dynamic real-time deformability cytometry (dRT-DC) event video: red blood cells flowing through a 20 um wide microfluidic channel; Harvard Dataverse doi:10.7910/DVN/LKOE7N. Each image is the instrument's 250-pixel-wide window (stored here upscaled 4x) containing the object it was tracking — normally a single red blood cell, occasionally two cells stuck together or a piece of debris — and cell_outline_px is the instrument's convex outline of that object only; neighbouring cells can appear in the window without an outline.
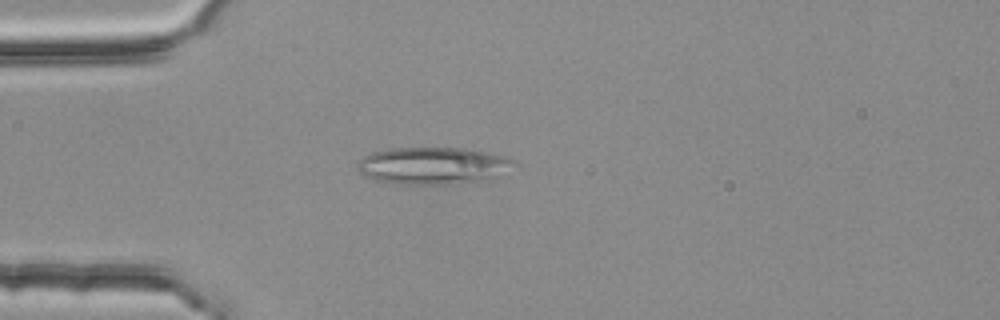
{"species": "common noctule bat (a hibernating species)", "species_latin": "Nyctalus noctula", "temperature_condition": "room temperature", "stored_images_in_passage": 3, "camera_frame_rate_fps": 3000, "um_per_image_px": 0.085, "animal": {"sex": "female", "body_mass_g": 25.1}, "frame": {"image": 1, "passage_image": 3, "time_ms": 0.667, "image_size_px": [1000, 320], "cell_outline_px": [[516, 164], [500, 176], [488, 180], [456, 184], [392, 184], [376, 180], [364, 176], [360, 172], [356, 164], [364, 156], [372, 152], [392, 148], [472, 148], [504, 156], [516, 160]], "centroid_in_image_um": [36.84, 14.09], "position_along_channel_um": 48.2, "area_um2": 34.39}}